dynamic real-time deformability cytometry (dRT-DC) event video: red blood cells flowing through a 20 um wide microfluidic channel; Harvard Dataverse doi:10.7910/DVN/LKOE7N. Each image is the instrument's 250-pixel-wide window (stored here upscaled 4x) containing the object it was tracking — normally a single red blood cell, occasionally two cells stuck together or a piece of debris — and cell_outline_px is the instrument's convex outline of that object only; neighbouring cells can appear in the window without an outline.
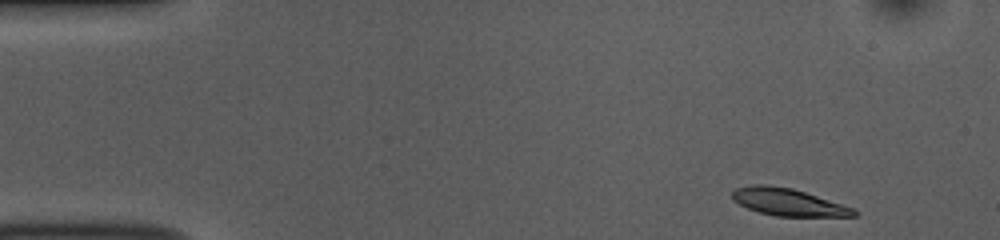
{"species": "common noctule bat (a hibernating species)", "species_latin": "Nyctalus noctula", "temperature_condition": "room temperature", "stored_images_in_passage": 48, "camera_frame_rate_fps": 3000, "um_per_image_px": 0.085, "animal": {"sex": "female", "body_mass_g": 10.0, "forearm_length_mm": 53.1}, "frame": {"image": 1, "passage_image": 1, "time_ms": 0.0, "image_size_px": [1000, 240], "cell_outline_px": [[860, 212], [856, 216], [776, 216], [760, 212], [748, 208], [732, 200], [732, 192], [736, 188], [752, 184], [768, 184], [792, 188], [852, 208]], "centroid_in_image_um": [66.95, 17.17], "position_along_channel_um": 18.0, "area_um2": 19.07}}
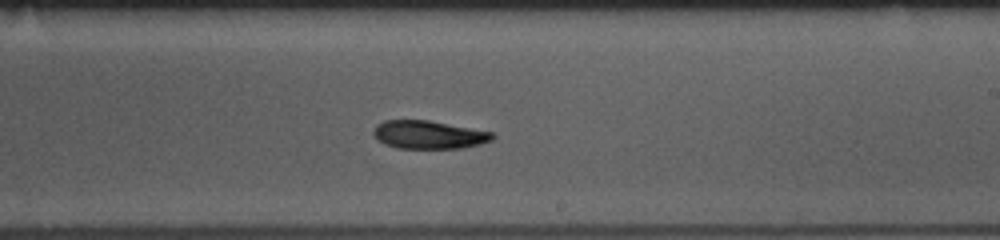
{"frame": {"image": 2, "passage_image": 27, "time_ms": 8.667, "image_size_px": [1000, 240], "cell_outline_px": [[496, 136], [492, 140], [480, 144], [460, 148], [396, 148], [384, 144], [376, 140], [372, 132], [376, 124], [384, 120], [428, 120], [492, 132]], "centroid_in_image_um": [36.4, 11.45], "position_along_channel_um": 252.6, "area_um2": 19.59}}
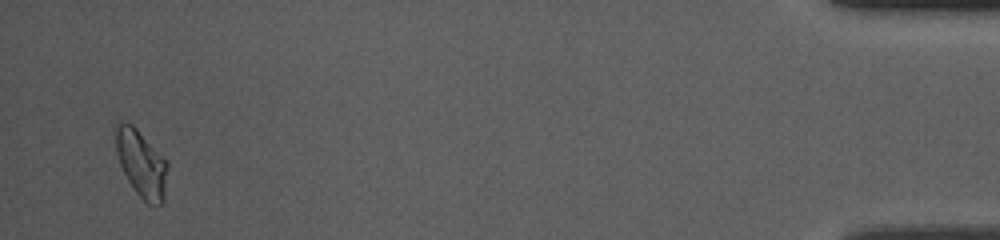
{"frame": {"image": 3, "passage_image": 47, "time_ms": 15.333, "image_size_px": [1000, 240], "cell_outline_px": [[168, 168], [164, 200], [160, 204], [152, 208], [136, 192], [128, 180], [120, 164], [116, 152], [112, 128], [112, 124], [120, 120], [124, 120], [132, 124], [168, 160]], "centroid_in_image_um": [11.99, 13.84], "position_along_channel_um": 423.2, "area_um2": 20.98}, "authors_computed_cell_mechanics": {"area_um2": 20.1144, "velocity_mm_per_s": 3.7804, "shape_relaxation_time_tau1_ms": 3.2761, "shape_relaxation_time_tau2_ms": 8.6464, "deformation_change_tau1": 0.1146, "deformation_change_tau2": 0.1267}}